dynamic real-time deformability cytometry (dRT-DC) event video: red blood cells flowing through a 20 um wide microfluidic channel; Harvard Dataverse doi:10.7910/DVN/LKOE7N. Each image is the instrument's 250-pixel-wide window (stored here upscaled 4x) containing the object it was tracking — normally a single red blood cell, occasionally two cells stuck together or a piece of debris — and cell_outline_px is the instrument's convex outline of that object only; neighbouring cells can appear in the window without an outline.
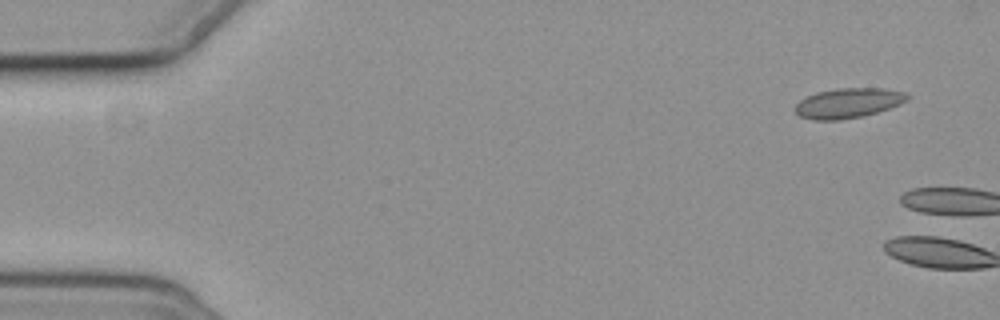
{"species": "common noctule bat (a hibernating species)", "species_latin": "Nyctalus noctula", "temperature_condition": "cold", "stored_images_in_passage": 2, "camera_frame_rate_fps": 3000, "um_per_image_px": 0.085, "animal": {"sex": "female", "body_mass_g": 19.3, "forearm_length_mm": 54.1}, "frame": {"image": 1, "passage_image": 1, "time_ms": 0.0, "image_size_px": [1000, 320], "cell_outline_px": [[912, 96], [908, 100], [900, 104], [864, 116], [840, 120], [812, 120], [800, 116], [792, 108], [800, 100], [816, 92], [836, 88], [884, 88], [908, 92]], "centroid_in_image_um": [72.12, 8.75], "position_along_channel_um": 12.9, "area_um2": 19.83}}